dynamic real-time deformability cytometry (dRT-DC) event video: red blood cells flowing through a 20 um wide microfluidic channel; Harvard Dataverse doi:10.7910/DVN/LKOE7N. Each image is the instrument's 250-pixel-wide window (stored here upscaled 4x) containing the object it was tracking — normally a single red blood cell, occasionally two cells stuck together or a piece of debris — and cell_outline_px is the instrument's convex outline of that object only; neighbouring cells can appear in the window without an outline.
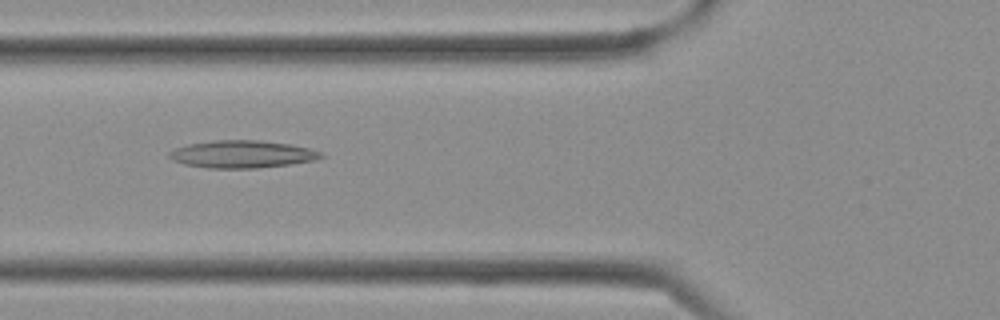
{"species": "Egyptian fruit bat (a non-hibernating species)", "species_latin": "Rousettus aegyptiacus", "temperature_condition": "cold", "stored_images_in_passage": 32, "camera_frame_rate_fps": 3000, "um_per_image_px": 0.085, "frame": {"image": 1, "passage_image": 8, "time_ms": 2.333, "image_size_px": [1000, 320], "cell_outline_px": [[324, 156], [316, 160], [292, 164], [256, 168], [208, 168], [184, 164], [172, 160], [168, 156], [168, 152], [176, 148], [188, 144], [216, 140], [260, 140], [288, 144], [308, 148], [320, 152]], "centroid_in_image_um": [20.56, 13.11], "position_along_channel_um": 105.2, "area_um2": 24.22}}
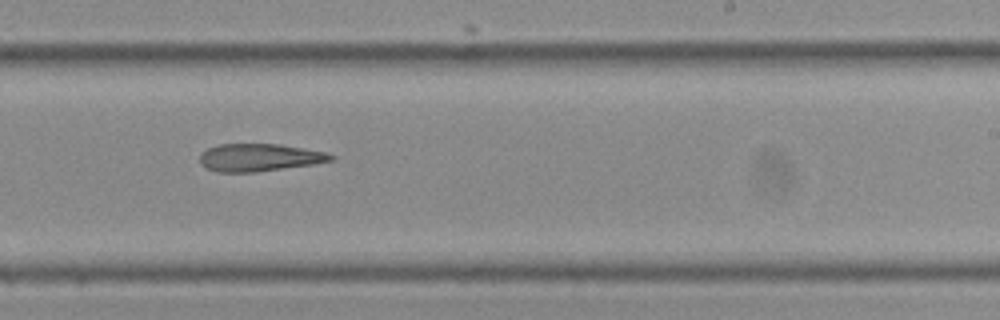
{"frame": {"image": 2, "passage_image": 17, "time_ms": 5.333, "image_size_px": [1000, 320], "cell_outline_px": [[336, 160], [312, 164], [256, 172], [216, 172], [200, 164], [200, 152], [208, 148], [220, 144], [280, 144], [328, 152], [336, 156]], "centroid_in_image_um": [22.07, 13.38], "position_along_channel_um": 266.9, "area_um2": 21.21}}
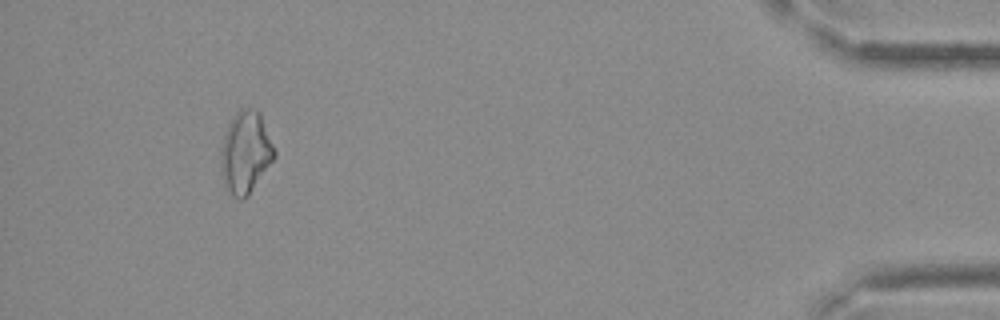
{"frame": {"image": 3, "passage_image": 29, "time_ms": 9.333, "image_size_px": [1000, 320], "cell_outline_px": [[276, 156], [248, 196], [244, 200], [240, 200], [232, 196], [224, 184], [220, 168], [220, 148], [228, 124], [236, 112], [240, 108], [256, 108], [260, 112], [276, 152]], "centroid_in_image_um": [20.86, 12.96], "position_along_channel_um": 414.3, "area_um2": 25.84}}